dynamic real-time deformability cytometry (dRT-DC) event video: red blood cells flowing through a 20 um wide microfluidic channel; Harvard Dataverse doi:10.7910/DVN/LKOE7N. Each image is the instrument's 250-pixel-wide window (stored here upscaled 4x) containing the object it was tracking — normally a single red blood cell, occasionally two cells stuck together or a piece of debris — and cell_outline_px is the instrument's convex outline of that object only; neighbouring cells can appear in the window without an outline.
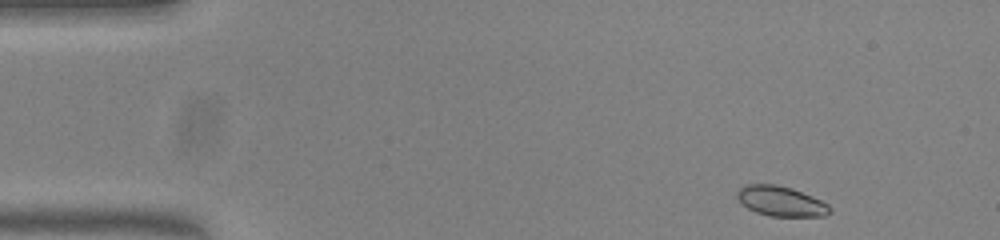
{"species": "common noctule bat (a hibernating species)", "species_latin": "Nyctalus noctula", "temperature_condition": "warm", "stored_images_in_passage": 50, "camera_frame_rate_fps": 3000, "um_per_image_px": 0.085, "animal": {"sex": "female", "body_mass_g": 23.0, "forearm_length_mm": 53.4}, "frame": {"image": 1, "passage_image": 1, "time_ms": 0.0, "image_size_px": [1000, 240], "cell_outline_px": [[832, 212], [824, 216], [772, 216], [756, 212], [748, 208], [736, 196], [736, 192], [744, 184], [776, 184], [792, 188], [812, 196], [828, 204], [832, 208]], "centroid_in_image_um": [66.39, 17.09], "position_along_channel_um": 18.6, "area_um2": 16.18}}
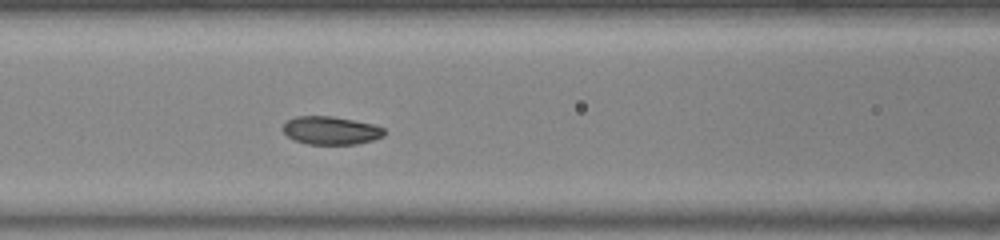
{"frame": {"image": 2, "passage_image": 18, "time_ms": 5.667, "image_size_px": [1000, 240], "cell_outline_px": [[384, 136], [372, 140], [356, 144], [308, 144], [296, 140], [288, 136], [284, 132], [284, 124], [288, 120], [296, 116], [332, 116], [372, 124], [384, 128]], "centroid_in_image_um": [28.13, 11.09], "position_along_channel_um": 138.5, "area_um2": 16.36}}
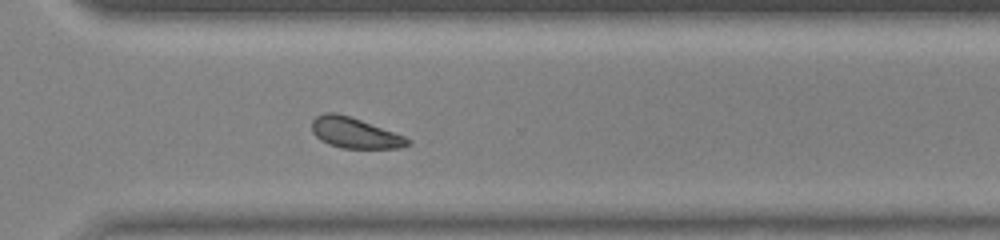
{"frame": {"image": 3, "passage_image": 34, "time_ms": 11.0, "image_size_px": [1000, 240], "cell_outline_px": [[412, 140], [408, 144], [400, 148], [340, 148], [328, 144], [320, 140], [312, 132], [312, 120], [316, 116], [324, 112], [336, 112], [360, 120], [404, 136]], "centroid_in_image_um": [30.11, 11.3], "position_along_channel_um": 340.5, "area_um2": 16.94}}